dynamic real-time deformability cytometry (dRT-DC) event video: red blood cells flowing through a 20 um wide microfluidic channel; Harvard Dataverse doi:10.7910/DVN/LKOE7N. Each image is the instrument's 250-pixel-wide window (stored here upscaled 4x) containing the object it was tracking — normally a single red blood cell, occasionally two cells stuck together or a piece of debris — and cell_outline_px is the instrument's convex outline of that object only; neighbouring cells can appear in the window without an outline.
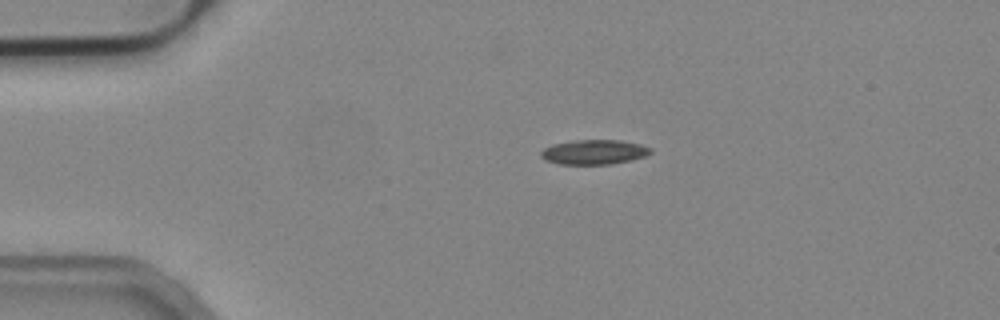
{"species": "common noctule bat (a hibernating species)", "species_latin": "Nyctalus noctula", "temperature_condition": "cold", "stored_images_in_passage": 44, "camera_frame_rate_fps": 3000, "um_per_image_px": 0.085, "animal": {"sex": "male", "body_mass_g": 19.2, "forearm_length_mm": 51.8}, "frame": {"image": 1, "passage_image": 1, "time_ms": 0.0, "image_size_px": [1000, 320], "cell_outline_px": [[652, 152], [644, 156], [632, 160], [608, 164], [560, 164], [544, 160], [540, 156], [540, 152], [544, 148], [552, 144], [572, 140], [620, 140], [640, 144], [652, 148]], "centroid_in_image_um": [50.47, 12.92], "position_along_channel_um": 34.5, "area_um2": 15.84}}
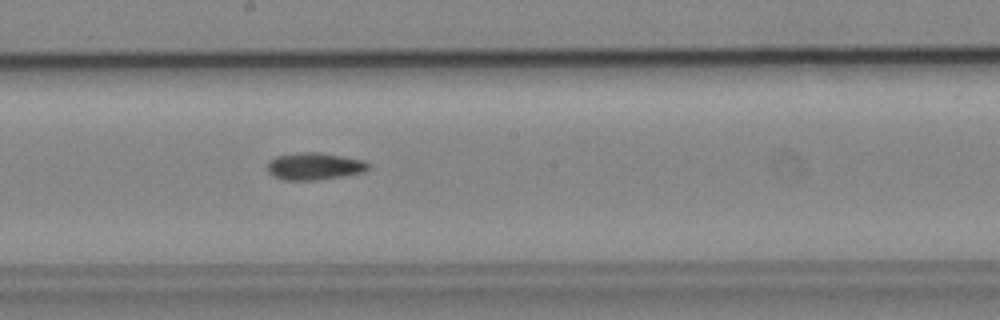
{"frame": {"image": 2, "passage_image": 19, "time_ms": 6.0, "image_size_px": [1000, 320], "cell_outline_px": [[372, 164], [364, 172], [344, 176], [316, 180], [284, 180], [268, 172], [268, 164], [276, 156], [300, 152], [320, 152], [364, 160]], "centroid_in_image_um": [26.78, 14.13], "position_along_channel_um": 221.4, "area_um2": 15.95}}
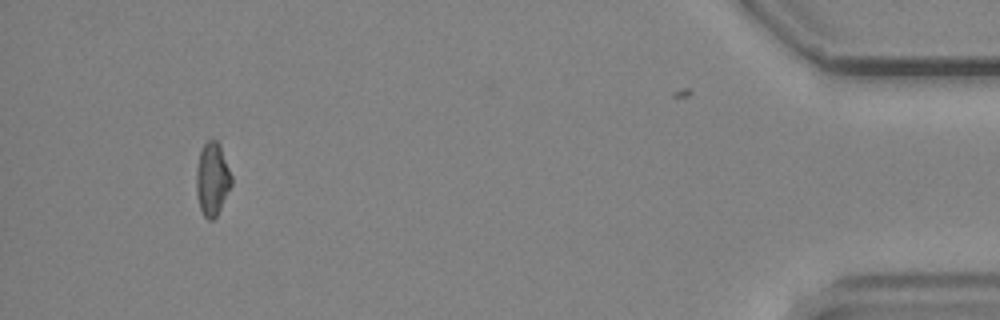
{"frame": {"image": 3, "passage_image": 40, "time_ms": 13.0, "image_size_px": [1000, 320], "cell_outline_px": [[232, 184], [216, 216], [212, 220], [208, 220], [204, 216], [200, 208], [196, 192], [196, 168], [200, 152], [204, 144], [208, 140], [216, 140], [220, 144], [232, 176]], "centroid_in_image_um": [18.04, 15.21], "position_along_channel_um": 417.2, "area_um2": 14.91}}